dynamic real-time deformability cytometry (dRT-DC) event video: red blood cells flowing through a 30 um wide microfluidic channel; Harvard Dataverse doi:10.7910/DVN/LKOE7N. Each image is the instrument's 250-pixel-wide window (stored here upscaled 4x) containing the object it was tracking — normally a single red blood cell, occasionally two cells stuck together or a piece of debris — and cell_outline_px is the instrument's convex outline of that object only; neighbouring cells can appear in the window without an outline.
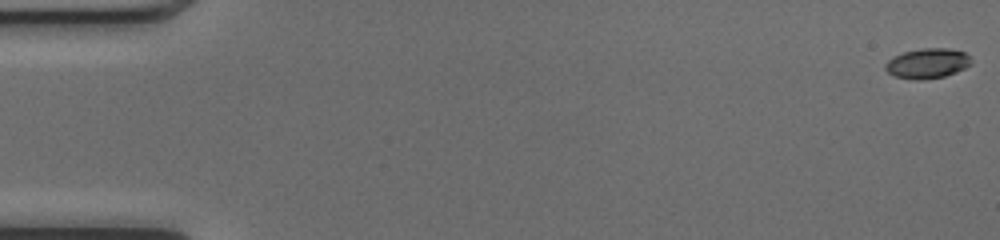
{"species": "common noctule bat (a hibernating species)", "species_latin": "Nyctalus noctula", "temperature_condition": "cold", "stored_images_in_passage": 51, "camera_frame_rate_fps": 3000, "um_per_image_px": 0.085, "animal": {"sex": "female", "body_mass_g": 17.0, "forearm_length_mm": 48.0}, "frame": {"image": 1, "passage_image": 1, "time_ms": 0.0, "image_size_px": [1000, 240], "cell_outline_px": [[972, 64], [956, 72], [944, 76], [896, 76], [888, 72], [884, 68], [884, 64], [888, 60], [904, 52], [924, 48], [948, 48], [964, 52], [968, 56]], "centroid_in_image_um": [78.86, 5.32], "position_along_channel_um": 6.1, "area_um2": 14.05}}
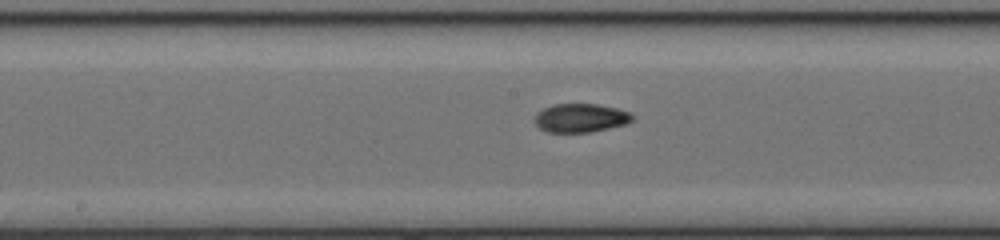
{"frame": {"image": 2, "passage_image": 27, "time_ms": 8.667, "image_size_px": [1000, 240], "cell_outline_px": [[632, 120], [624, 124], [592, 132], [548, 132], [540, 128], [536, 124], [536, 112], [544, 108], [556, 104], [596, 104], [616, 108], [632, 112]], "centroid_in_image_um": [49.36, 10.02], "position_along_channel_um": 198.8, "area_um2": 16.13}}
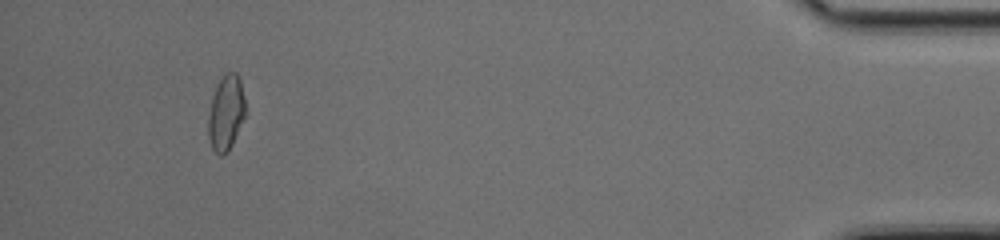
{"frame": {"image": 3, "passage_image": 48, "time_ms": 15.667, "image_size_px": [1000, 240], "cell_outline_px": [[244, 116], [232, 144], [228, 152], [224, 156], [220, 156], [212, 148], [208, 136], [208, 112], [212, 96], [224, 72], [236, 72], [240, 80], [244, 96]], "centroid_in_image_um": [19.18, 9.6], "position_along_channel_um": 416.0, "area_um2": 16.13}, "authors_computed_cell_mechanics": {"area_um2": 16.0684, "velocity_mm_per_s": 4.1218, "shape_relaxation_time_tau1_ms": null, "shape_relaxation_time_tau2_ms": 2.5785, "deformation_change_tau1": null, "deformation_change_tau2": 0.0765}}